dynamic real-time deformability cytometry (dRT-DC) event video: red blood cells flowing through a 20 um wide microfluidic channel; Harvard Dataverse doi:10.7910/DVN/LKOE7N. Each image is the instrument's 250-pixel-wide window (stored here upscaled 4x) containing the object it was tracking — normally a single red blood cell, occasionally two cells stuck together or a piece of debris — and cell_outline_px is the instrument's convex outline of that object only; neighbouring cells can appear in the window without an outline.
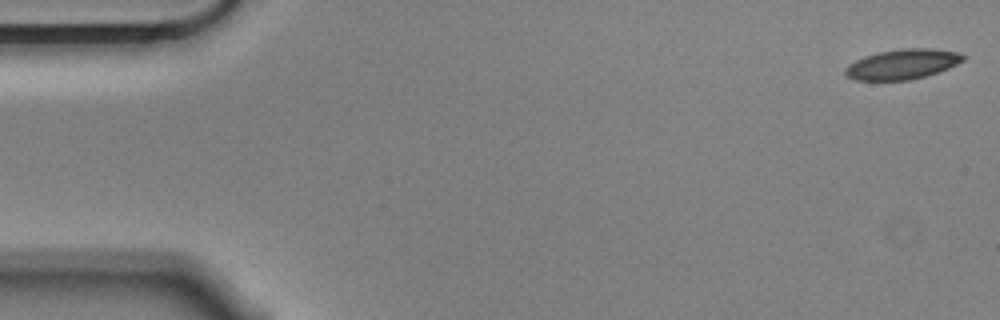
{"species": "Egyptian fruit bat (a non-hibernating species)", "species_latin": "Rousettus aegyptiacus", "temperature_condition": "cold", "stored_images_in_passage": 56, "camera_frame_rate_fps": 3000, "um_per_image_px": 0.085, "animal": {"sex": "male"}, "frame": {"image": 1, "passage_image": 1, "time_ms": 0.0, "image_size_px": [1000, 320], "cell_outline_px": [[964, 60], [948, 68], [924, 76], [908, 80], [856, 80], [848, 76], [844, 72], [844, 68], [848, 64], [856, 60], [880, 52], [900, 48], [932, 48], [956, 52], [964, 56]], "centroid_in_image_um": [76.69, 5.45], "position_along_channel_um": 8.3, "area_um2": 20.29}}
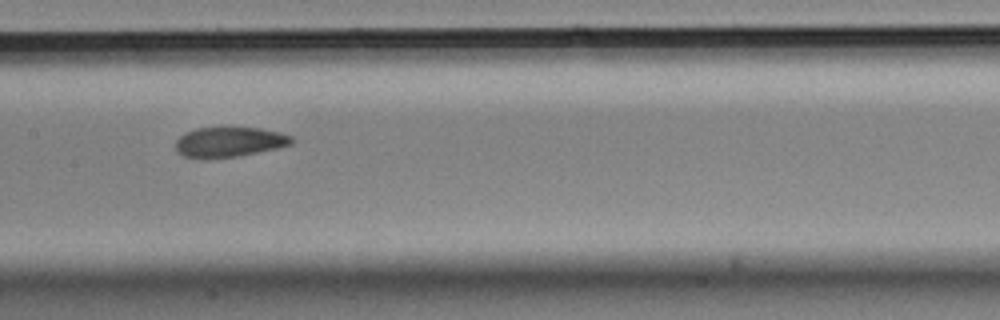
{"frame": {"image": 2, "passage_image": 27, "time_ms": 8.667, "image_size_px": [1000, 320], "cell_outline_px": [[296, 140], [292, 144], [276, 148], [240, 156], [184, 156], [176, 152], [176, 140], [184, 132], [196, 128], [260, 128], [280, 132], [292, 136]], "centroid_in_image_um": [19.54, 12.04], "position_along_channel_um": 187.9, "area_um2": 19.83}}
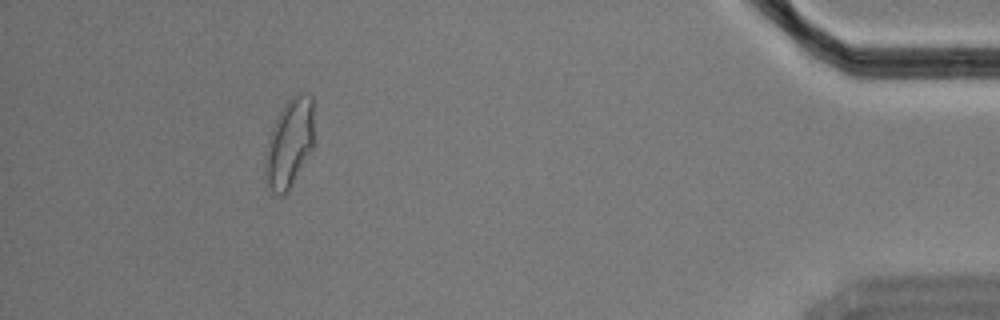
{"frame": {"image": 3, "passage_image": 51, "time_ms": 16.667, "image_size_px": [1000, 320], "cell_outline_px": [[312, 148], [288, 192], [284, 196], [280, 196], [272, 192], [268, 188], [264, 180], [264, 156], [268, 140], [272, 128], [284, 104], [296, 92], [304, 92], [312, 96]], "centroid_in_image_um": [24.55, 12.22], "position_along_channel_um": 410.6, "area_um2": 25.32}, "authors_computed_cell_mechanics": {"area_um2": 21.4149, "velocity_mm_per_s": 3.5302, "shape_relaxation_time_tau1_ms": null, "shape_relaxation_time_tau2_ms": 2.6948, "deformation_change_tau1": null, "deformation_change_tau2": 0.0695}}